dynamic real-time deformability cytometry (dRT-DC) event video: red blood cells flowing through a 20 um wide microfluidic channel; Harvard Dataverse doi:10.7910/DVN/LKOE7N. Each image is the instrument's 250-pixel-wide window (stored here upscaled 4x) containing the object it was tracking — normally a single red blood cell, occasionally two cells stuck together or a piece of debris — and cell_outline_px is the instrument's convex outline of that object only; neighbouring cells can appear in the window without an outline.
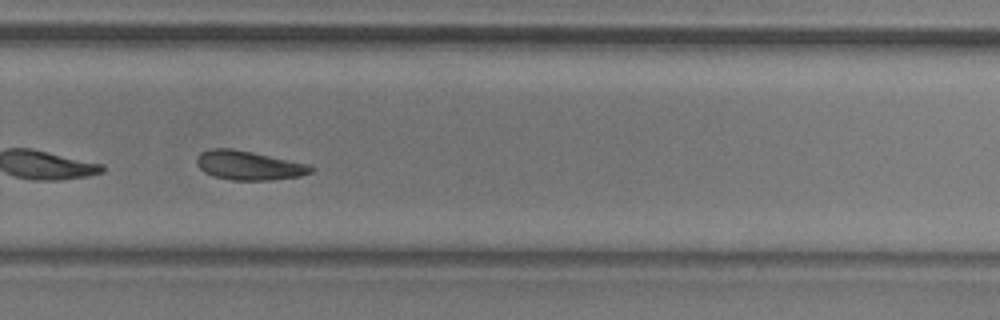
{"species": "common noctule bat (a hibernating species)", "species_latin": "Nyctalus noctula", "temperature_condition": "room temperature", "stored_images_in_passage": 31, "camera_frame_rate_fps": 3000, "um_per_image_px": 0.085, "animal": {"sex": "male", "body_mass_g": 20.5, "forearm_length_mm": 52.5}, "frame": {"image": 1, "passage_image": 22, "time_ms": 7.0, "image_size_px": [1000, 320], "cell_outline_px": [[316, 168], [312, 172], [300, 176], [272, 180], [232, 180], [216, 176], [204, 172], [196, 164], [196, 160], [200, 152], [212, 148], [232, 148], [312, 164]], "centroid_in_image_um": [21.2, 14.05], "position_along_channel_um": 308.6, "area_um2": 19.54}, "authors_computed_cell_mechanics": {"area_um2": 19.1318, "velocity_mm_per_s": 3.7587, "shape_relaxation_time_tau1_ms": 4.5918, "shape_relaxation_time_tau2_ms": null, "deformation_change_tau1": 0.1068, "deformation_change_tau2": null}}